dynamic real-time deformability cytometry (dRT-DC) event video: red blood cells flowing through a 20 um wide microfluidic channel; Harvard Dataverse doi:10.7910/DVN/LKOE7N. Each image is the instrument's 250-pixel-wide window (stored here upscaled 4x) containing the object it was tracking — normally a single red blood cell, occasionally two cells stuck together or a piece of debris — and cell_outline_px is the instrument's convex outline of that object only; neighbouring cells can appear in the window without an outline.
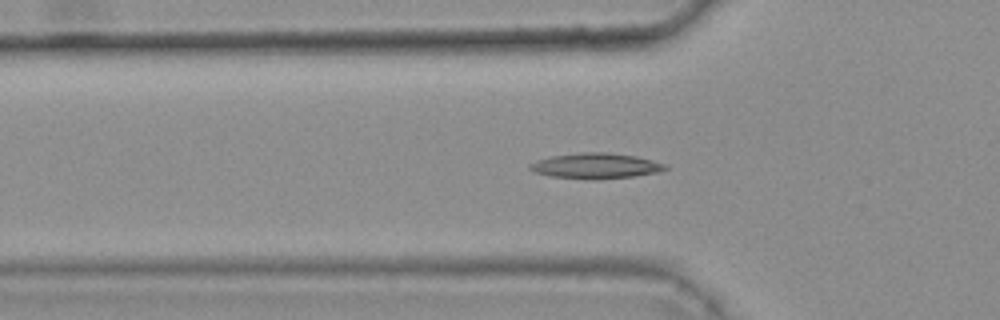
{"species": "common noctule bat (a hibernating species)", "species_latin": "Nyctalus noctula", "temperature_condition": "warm", "stored_images_in_passage": 47, "camera_frame_rate_fps": 3000, "um_per_image_px": 0.085, "animal": {"sex": "female", "body_mass_g": 25.1}, "frame": {"image": 1, "passage_image": 18, "time_ms": 5.667, "image_size_px": [1000, 320], "cell_outline_px": [[668, 168], [656, 172], [636, 176], [592, 180], [588, 180], [552, 176], [536, 172], [528, 168], [528, 164], [536, 160], [552, 156], [580, 152], [608, 152], [636, 156], [652, 160], [664, 164]], "centroid_in_image_um": [50.61, 14.1], "position_along_channel_um": 75.2, "area_um2": 20.11}}
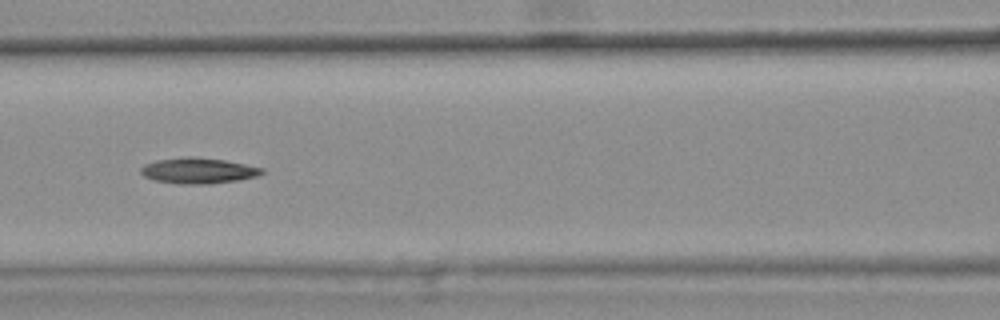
{"frame": {"image": 2, "passage_image": 24, "time_ms": 7.667, "image_size_px": [1000, 320], "cell_outline_px": [[264, 172], [256, 176], [236, 180], [208, 184], [176, 184], [152, 180], [144, 176], [140, 172], [140, 168], [144, 164], [156, 160], [188, 156], [224, 160], [264, 168]], "centroid_in_image_um": [16.79, 14.51], "position_along_channel_um": 149.8, "area_um2": 18.15}}
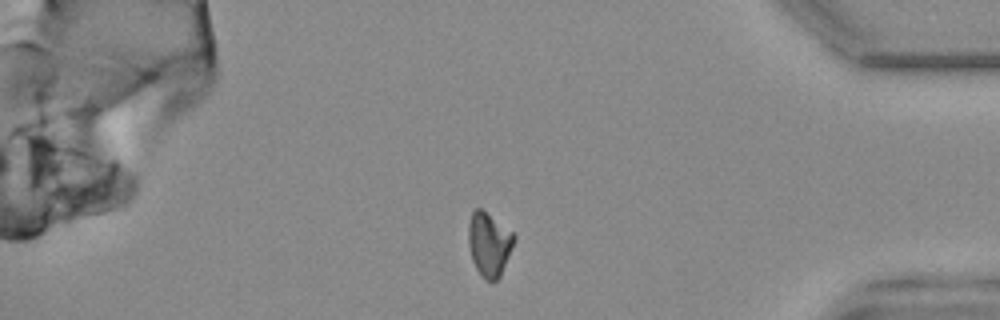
{"frame": {"image": 3, "passage_image": 46, "time_ms": 15.0, "image_size_px": [1000, 320], "cell_outline_px": [[516, 236], [512, 248], [500, 276], [496, 280], [484, 280], [480, 276], [472, 260], [468, 244], [468, 224], [472, 212], [476, 208], [480, 208], [512, 232]], "centroid_in_image_um": [41.55, 20.77], "position_along_channel_um": 393.7, "area_um2": 16.82}}